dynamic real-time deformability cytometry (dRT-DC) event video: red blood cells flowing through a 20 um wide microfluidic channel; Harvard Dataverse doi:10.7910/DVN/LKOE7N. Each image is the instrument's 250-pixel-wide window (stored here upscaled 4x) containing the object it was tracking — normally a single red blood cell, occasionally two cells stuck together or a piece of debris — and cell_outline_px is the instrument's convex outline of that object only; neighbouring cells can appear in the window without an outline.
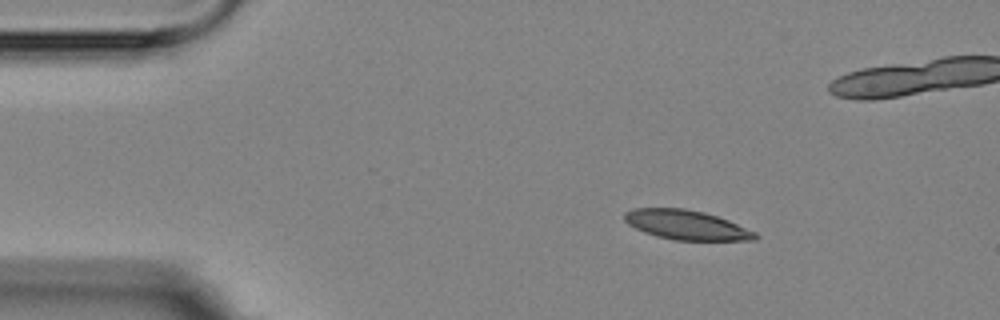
{"species": "Egyptian fruit bat (a non-hibernating species)", "species_latin": "Rousettus aegyptiacus", "temperature_condition": "room temperature", "stored_images_in_passage": 5, "camera_frame_rate_fps": 3000, "um_per_image_px": 0.085, "animal": {"sex": "female"}, "frame": {"image": 1, "passage_image": 2, "time_ms": 2.0, "image_size_px": [1000, 320], "cell_outline_px": [[760, 236], [756, 240], [676, 240], [656, 236], [644, 232], [628, 224], [624, 220], [624, 212], [632, 208], [684, 208], [704, 212], [728, 220], [756, 232]], "centroid_in_image_um": [58.34, 19.11], "position_along_channel_um": 26.7, "area_um2": 22.48}}